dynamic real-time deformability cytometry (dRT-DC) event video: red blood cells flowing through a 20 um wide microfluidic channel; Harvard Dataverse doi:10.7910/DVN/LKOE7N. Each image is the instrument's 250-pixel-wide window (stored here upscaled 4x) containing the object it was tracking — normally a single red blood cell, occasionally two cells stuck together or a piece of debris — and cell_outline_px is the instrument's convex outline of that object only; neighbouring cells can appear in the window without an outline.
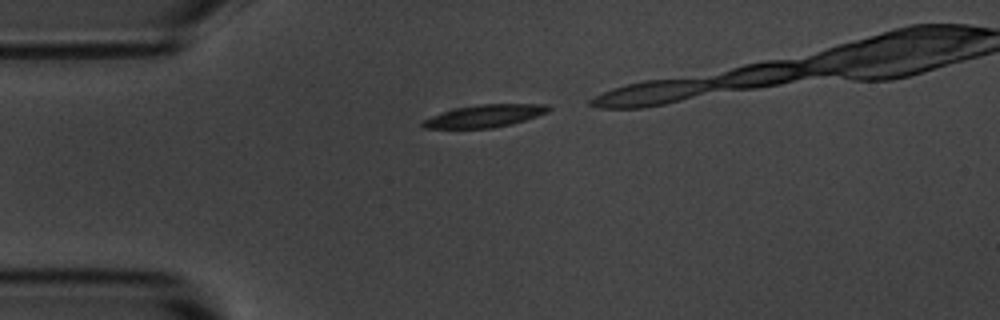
{"species": "common noctule bat (a hibernating species)", "species_latin": "Nyctalus noctula", "temperature_condition": "room temperature", "stored_images_in_passage": 3, "camera_frame_rate_fps": 3000, "um_per_image_px": 0.085, "animal": {"sex": "male", "body_mass_g": 20.1, "forearm_length_mm": 53.5}, "frame": {"image": 1, "passage_image": 1, "time_ms": 0.0, "image_size_px": [1000, 320], "cell_outline_px": [[552, 108], [548, 112], [512, 124], [492, 128], [424, 128], [420, 124], [424, 120], [432, 116], [456, 108], [480, 104], [548, 104]], "centroid_in_image_um": [41.24, 9.85], "position_along_channel_um": 43.8, "area_um2": 16.3}}